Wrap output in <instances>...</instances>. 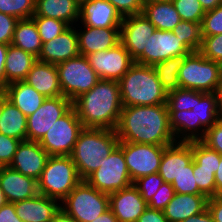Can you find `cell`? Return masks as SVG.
<instances>
[{"label":"cell","mask_w":222,"mask_h":222,"mask_svg":"<svg viewBox=\"0 0 222 222\" xmlns=\"http://www.w3.org/2000/svg\"><path fill=\"white\" fill-rule=\"evenodd\" d=\"M115 131L119 142L159 146L176 142L166 104L122 107Z\"/></svg>","instance_id":"obj_1"},{"label":"cell","mask_w":222,"mask_h":222,"mask_svg":"<svg viewBox=\"0 0 222 222\" xmlns=\"http://www.w3.org/2000/svg\"><path fill=\"white\" fill-rule=\"evenodd\" d=\"M72 106L83 128L115 130L123 107L120 84L100 79L91 90L75 99Z\"/></svg>","instance_id":"obj_2"},{"label":"cell","mask_w":222,"mask_h":222,"mask_svg":"<svg viewBox=\"0 0 222 222\" xmlns=\"http://www.w3.org/2000/svg\"><path fill=\"white\" fill-rule=\"evenodd\" d=\"M169 126L176 142L200 141L206 131L220 118L216 93L194 90V105L190 111H168Z\"/></svg>","instance_id":"obj_3"},{"label":"cell","mask_w":222,"mask_h":222,"mask_svg":"<svg viewBox=\"0 0 222 222\" xmlns=\"http://www.w3.org/2000/svg\"><path fill=\"white\" fill-rule=\"evenodd\" d=\"M119 144L115 130L83 128L70 155L79 177L86 180Z\"/></svg>","instance_id":"obj_4"},{"label":"cell","mask_w":222,"mask_h":222,"mask_svg":"<svg viewBox=\"0 0 222 222\" xmlns=\"http://www.w3.org/2000/svg\"><path fill=\"white\" fill-rule=\"evenodd\" d=\"M118 82L123 107L166 104L167 91L153 66L134 63Z\"/></svg>","instance_id":"obj_5"},{"label":"cell","mask_w":222,"mask_h":222,"mask_svg":"<svg viewBox=\"0 0 222 222\" xmlns=\"http://www.w3.org/2000/svg\"><path fill=\"white\" fill-rule=\"evenodd\" d=\"M70 156H50L38 179V192L62 201L80 182Z\"/></svg>","instance_id":"obj_6"},{"label":"cell","mask_w":222,"mask_h":222,"mask_svg":"<svg viewBox=\"0 0 222 222\" xmlns=\"http://www.w3.org/2000/svg\"><path fill=\"white\" fill-rule=\"evenodd\" d=\"M222 77V64L205 58L199 51L184 57L178 72L180 88L215 93Z\"/></svg>","instance_id":"obj_7"},{"label":"cell","mask_w":222,"mask_h":222,"mask_svg":"<svg viewBox=\"0 0 222 222\" xmlns=\"http://www.w3.org/2000/svg\"><path fill=\"white\" fill-rule=\"evenodd\" d=\"M61 209L77 222H91L109 209V194L82 180L61 201Z\"/></svg>","instance_id":"obj_8"},{"label":"cell","mask_w":222,"mask_h":222,"mask_svg":"<svg viewBox=\"0 0 222 222\" xmlns=\"http://www.w3.org/2000/svg\"><path fill=\"white\" fill-rule=\"evenodd\" d=\"M62 95L71 102L91 90L100 80L87 57L79 55L56 65Z\"/></svg>","instance_id":"obj_9"},{"label":"cell","mask_w":222,"mask_h":222,"mask_svg":"<svg viewBox=\"0 0 222 222\" xmlns=\"http://www.w3.org/2000/svg\"><path fill=\"white\" fill-rule=\"evenodd\" d=\"M86 181L100 192L111 194L133 184L123 150L117 146L100 162V167Z\"/></svg>","instance_id":"obj_10"},{"label":"cell","mask_w":222,"mask_h":222,"mask_svg":"<svg viewBox=\"0 0 222 222\" xmlns=\"http://www.w3.org/2000/svg\"><path fill=\"white\" fill-rule=\"evenodd\" d=\"M82 129V123L72 106L48 130L39 144L50 156H70Z\"/></svg>","instance_id":"obj_11"},{"label":"cell","mask_w":222,"mask_h":222,"mask_svg":"<svg viewBox=\"0 0 222 222\" xmlns=\"http://www.w3.org/2000/svg\"><path fill=\"white\" fill-rule=\"evenodd\" d=\"M123 150L129 176L134 182L140 177L158 173L164 149L167 146L119 142Z\"/></svg>","instance_id":"obj_12"},{"label":"cell","mask_w":222,"mask_h":222,"mask_svg":"<svg viewBox=\"0 0 222 222\" xmlns=\"http://www.w3.org/2000/svg\"><path fill=\"white\" fill-rule=\"evenodd\" d=\"M190 53L191 51L172 31L156 29L148 38L143 54L135 63L154 66L169 58L188 55Z\"/></svg>","instance_id":"obj_13"},{"label":"cell","mask_w":222,"mask_h":222,"mask_svg":"<svg viewBox=\"0 0 222 222\" xmlns=\"http://www.w3.org/2000/svg\"><path fill=\"white\" fill-rule=\"evenodd\" d=\"M99 79L119 81L135 63L125 47L118 43L108 50H101L86 56Z\"/></svg>","instance_id":"obj_14"},{"label":"cell","mask_w":222,"mask_h":222,"mask_svg":"<svg viewBox=\"0 0 222 222\" xmlns=\"http://www.w3.org/2000/svg\"><path fill=\"white\" fill-rule=\"evenodd\" d=\"M71 107L72 102L65 96L46 98L35 113L27 116V141L39 142Z\"/></svg>","instance_id":"obj_15"},{"label":"cell","mask_w":222,"mask_h":222,"mask_svg":"<svg viewBox=\"0 0 222 222\" xmlns=\"http://www.w3.org/2000/svg\"><path fill=\"white\" fill-rule=\"evenodd\" d=\"M155 30V26L143 14L123 17L120 27V43L134 61L143 54L148 38Z\"/></svg>","instance_id":"obj_16"},{"label":"cell","mask_w":222,"mask_h":222,"mask_svg":"<svg viewBox=\"0 0 222 222\" xmlns=\"http://www.w3.org/2000/svg\"><path fill=\"white\" fill-rule=\"evenodd\" d=\"M80 55L76 26H69L60 35L43 43L37 60L57 65Z\"/></svg>","instance_id":"obj_17"},{"label":"cell","mask_w":222,"mask_h":222,"mask_svg":"<svg viewBox=\"0 0 222 222\" xmlns=\"http://www.w3.org/2000/svg\"><path fill=\"white\" fill-rule=\"evenodd\" d=\"M49 157L39 142L21 141L9 167L38 181Z\"/></svg>","instance_id":"obj_18"},{"label":"cell","mask_w":222,"mask_h":222,"mask_svg":"<svg viewBox=\"0 0 222 222\" xmlns=\"http://www.w3.org/2000/svg\"><path fill=\"white\" fill-rule=\"evenodd\" d=\"M109 208L118 222H137L139 216L148 208V204L132 184L109 194Z\"/></svg>","instance_id":"obj_19"},{"label":"cell","mask_w":222,"mask_h":222,"mask_svg":"<svg viewBox=\"0 0 222 222\" xmlns=\"http://www.w3.org/2000/svg\"><path fill=\"white\" fill-rule=\"evenodd\" d=\"M79 20L93 28H120L123 17L108 0H88L80 5Z\"/></svg>","instance_id":"obj_20"},{"label":"cell","mask_w":222,"mask_h":222,"mask_svg":"<svg viewBox=\"0 0 222 222\" xmlns=\"http://www.w3.org/2000/svg\"><path fill=\"white\" fill-rule=\"evenodd\" d=\"M0 186L9 203L30 199L39 194L37 180L9 166H3L0 171Z\"/></svg>","instance_id":"obj_21"},{"label":"cell","mask_w":222,"mask_h":222,"mask_svg":"<svg viewBox=\"0 0 222 222\" xmlns=\"http://www.w3.org/2000/svg\"><path fill=\"white\" fill-rule=\"evenodd\" d=\"M192 160V141L175 142L164 149L158 174L164 182L172 184Z\"/></svg>","instance_id":"obj_22"},{"label":"cell","mask_w":222,"mask_h":222,"mask_svg":"<svg viewBox=\"0 0 222 222\" xmlns=\"http://www.w3.org/2000/svg\"><path fill=\"white\" fill-rule=\"evenodd\" d=\"M78 27L76 31L80 55L87 56L108 50L120 43V28H93L85 25Z\"/></svg>","instance_id":"obj_23"},{"label":"cell","mask_w":222,"mask_h":222,"mask_svg":"<svg viewBox=\"0 0 222 222\" xmlns=\"http://www.w3.org/2000/svg\"><path fill=\"white\" fill-rule=\"evenodd\" d=\"M15 212L23 222H50L61 208L57 199L42 194L14 203Z\"/></svg>","instance_id":"obj_24"},{"label":"cell","mask_w":222,"mask_h":222,"mask_svg":"<svg viewBox=\"0 0 222 222\" xmlns=\"http://www.w3.org/2000/svg\"><path fill=\"white\" fill-rule=\"evenodd\" d=\"M28 85L46 98L63 96L59 82L57 66L50 63L36 61L26 79Z\"/></svg>","instance_id":"obj_25"},{"label":"cell","mask_w":222,"mask_h":222,"mask_svg":"<svg viewBox=\"0 0 222 222\" xmlns=\"http://www.w3.org/2000/svg\"><path fill=\"white\" fill-rule=\"evenodd\" d=\"M208 198L203 194H179L167 204L163 213L168 222H182L207 208Z\"/></svg>","instance_id":"obj_26"},{"label":"cell","mask_w":222,"mask_h":222,"mask_svg":"<svg viewBox=\"0 0 222 222\" xmlns=\"http://www.w3.org/2000/svg\"><path fill=\"white\" fill-rule=\"evenodd\" d=\"M5 96L25 116L35 113L46 100L45 96L24 81L9 83L5 87Z\"/></svg>","instance_id":"obj_27"},{"label":"cell","mask_w":222,"mask_h":222,"mask_svg":"<svg viewBox=\"0 0 222 222\" xmlns=\"http://www.w3.org/2000/svg\"><path fill=\"white\" fill-rule=\"evenodd\" d=\"M80 5L75 0H36L35 14L65 22L68 26L79 25Z\"/></svg>","instance_id":"obj_28"},{"label":"cell","mask_w":222,"mask_h":222,"mask_svg":"<svg viewBox=\"0 0 222 222\" xmlns=\"http://www.w3.org/2000/svg\"><path fill=\"white\" fill-rule=\"evenodd\" d=\"M36 61L32 54L10 44L5 61V87L12 82L24 81Z\"/></svg>","instance_id":"obj_29"},{"label":"cell","mask_w":222,"mask_h":222,"mask_svg":"<svg viewBox=\"0 0 222 222\" xmlns=\"http://www.w3.org/2000/svg\"><path fill=\"white\" fill-rule=\"evenodd\" d=\"M0 133L21 141L27 140V116H25L6 96L2 97Z\"/></svg>","instance_id":"obj_30"},{"label":"cell","mask_w":222,"mask_h":222,"mask_svg":"<svg viewBox=\"0 0 222 222\" xmlns=\"http://www.w3.org/2000/svg\"><path fill=\"white\" fill-rule=\"evenodd\" d=\"M142 14L158 30L172 31L182 20L171 0L143 5Z\"/></svg>","instance_id":"obj_31"},{"label":"cell","mask_w":222,"mask_h":222,"mask_svg":"<svg viewBox=\"0 0 222 222\" xmlns=\"http://www.w3.org/2000/svg\"><path fill=\"white\" fill-rule=\"evenodd\" d=\"M11 44L38 58L43 43L32 18L18 20Z\"/></svg>","instance_id":"obj_32"},{"label":"cell","mask_w":222,"mask_h":222,"mask_svg":"<svg viewBox=\"0 0 222 222\" xmlns=\"http://www.w3.org/2000/svg\"><path fill=\"white\" fill-rule=\"evenodd\" d=\"M185 56L186 55L169 58L153 66L162 87L167 92L180 88L178 72L182 66Z\"/></svg>","instance_id":"obj_33"},{"label":"cell","mask_w":222,"mask_h":222,"mask_svg":"<svg viewBox=\"0 0 222 222\" xmlns=\"http://www.w3.org/2000/svg\"><path fill=\"white\" fill-rule=\"evenodd\" d=\"M172 32L191 51H199L203 42L202 24L181 20Z\"/></svg>","instance_id":"obj_34"},{"label":"cell","mask_w":222,"mask_h":222,"mask_svg":"<svg viewBox=\"0 0 222 222\" xmlns=\"http://www.w3.org/2000/svg\"><path fill=\"white\" fill-rule=\"evenodd\" d=\"M193 161L201 168L213 169L214 173L218 169L221 160V154L210 149L206 144L200 141H192Z\"/></svg>","instance_id":"obj_35"},{"label":"cell","mask_w":222,"mask_h":222,"mask_svg":"<svg viewBox=\"0 0 222 222\" xmlns=\"http://www.w3.org/2000/svg\"><path fill=\"white\" fill-rule=\"evenodd\" d=\"M36 0H0V12L17 19L32 18Z\"/></svg>","instance_id":"obj_36"},{"label":"cell","mask_w":222,"mask_h":222,"mask_svg":"<svg viewBox=\"0 0 222 222\" xmlns=\"http://www.w3.org/2000/svg\"><path fill=\"white\" fill-rule=\"evenodd\" d=\"M32 19L35 21L42 43L54 39L69 27L65 22L49 17L32 16Z\"/></svg>","instance_id":"obj_37"},{"label":"cell","mask_w":222,"mask_h":222,"mask_svg":"<svg viewBox=\"0 0 222 222\" xmlns=\"http://www.w3.org/2000/svg\"><path fill=\"white\" fill-rule=\"evenodd\" d=\"M168 111H190L194 105V90L178 88L167 92Z\"/></svg>","instance_id":"obj_38"},{"label":"cell","mask_w":222,"mask_h":222,"mask_svg":"<svg viewBox=\"0 0 222 222\" xmlns=\"http://www.w3.org/2000/svg\"><path fill=\"white\" fill-rule=\"evenodd\" d=\"M182 20L202 23L205 11L199 0H171Z\"/></svg>","instance_id":"obj_39"},{"label":"cell","mask_w":222,"mask_h":222,"mask_svg":"<svg viewBox=\"0 0 222 222\" xmlns=\"http://www.w3.org/2000/svg\"><path fill=\"white\" fill-rule=\"evenodd\" d=\"M193 175L199 191L207 198L216 196L215 173L213 169L201 168L193 161Z\"/></svg>","instance_id":"obj_40"},{"label":"cell","mask_w":222,"mask_h":222,"mask_svg":"<svg viewBox=\"0 0 222 222\" xmlns=\"http://www.w3.org/2000/svg\"><path fill=\"white\" fill-rule=\"evenodd\" d=\"M196 179L193 175V160L187 165L185 169L177 178L172 182L175 193L179 194H202L199 191Z\"/></svg>","instance_id":"obj_41"},{"label":"cell","mask_w":222,"mask_h":222,"mask_svg":"<svg viewBox=\"0 0 222 222\" xmlns=\"http://www.w3.org/2000/svg\"><path fill=\"white\" fill-rule=\"evenodd\" d=\"M163 182V178L158 173H154L138 178L133 185L148 204Z\"/></svg>","instance_id":"obj_42"},{"label":"cell","mask_w":222,"mask_h":222,"mask_svg":"<svg viewBox=\"0 0 222 222\" xmlns=\"http://www.w3.org/2000/svg\"><path fill=\"white\" fill-rule=\"evenodd\" d=\"M202 36L222 34V4L207 11L202 21Z\"/></svg>","instance_id":"obj_43"},{"label":"cell","mask_w":222,"mask_h":222,"mask_svg":"<svg viewBox=\"0 0 222 222\" xmlns=\"http://www.w3.org/2000/svg\"><path fill=\"white\" fill-rule=\"evenodd\" d=\"M199 52L205 58L222 64V34L203 36Z\"/></svg>","instance_id":"obj_44"},{"label":"cell","mask_w":222,"mask_h":222,"mask_svg":"<svg viewBox=\"0 0 222 222\" xmlns=\"http://www.w3.org/2000/svg\"><path fill=\"white\" fill-rule=\"evenodd\" d=\"M175 191L171 183L163 182L160 188L148 203L151 209L163 211L170 200L174 197Z\"/></svg>","instance_id":"obj_45"},{"label":"cell","mask_w":222,"mask_h":222,"mask_svg":"<svg viewBox=\"0 0 222 222\" xmlns=\"http://www.w3.org/2000/svg\"><path fill=\"white\" fill-rule=\"evenodd\" d=\"M21 140L0 133V163L9 166Z\"/></svg>","instance_id":"obj_46"},{"label":"cell","mask_w":222,"mask_h":222,"mask_svg":"<svg viewBox=\"0 0 222 222\" xmlns=\"http://www.w3.org/2000/svg\"><path fill=\"white\" fill-rule=\"evenodd\" d=\"M201 141L222 155V116L206 131L205 137Z\"/></svg>","instance_id":"obj_47"},{"label":"cell","mask_w":222,"mask_h":222,"mask_svg":"<svg viewBox=\"0 0 222 222\" xmlns=\"http://www.w3.org/2000/svg\"><path fill=\"white\" fill-rule=\"evenodd\" d=\"M18 20L14 16L0 12V43L11 44Z\"/></svg>","instance_id":"obj_48"},{"label":"cell","mask_w":222,"mask_h":222,"mask_svg":"<svg viewBox=\"0 0 222 222\" xmlns=\"http://www.w3.org/2000/svg\"><path fill=\"white\" fill-rule=\"evenodd\" d=\"M122 17L142 14L143 5L140 0H108Z\"/></svg>","instance_id":"obj_49"},{"label":"cell","mask_w":222,"mask_h":222,"mask_svg":"<svg viewBox=\"0 0 222 222\" xmlns=\"http://www.w3.org/2000/svg\"><path fill=\"white\" fill-rule=\"evenodd\" d=\"M207 209L212 214L214 222H222V196L208 198Z\"/></svg>","instance_id":"obj_50"},{"label":"cell","mask_w":222,"mask_h":222,"mask_svg":"<svg viewBox=\"0 0 222 222\" xmlns=\"http://www.w3.org/2000/svg\"><path fill=\"white\" fill-rule=\"evenodd\" d=\"M137 222H168L163 211L147 208L138 218Z\"/></svg>","instance_id":"obj_51"},{"label":"cell","mask_w":222,"mask_h":222,"mask_svg":"<svg viewBox=\"0 0 222 222\" xmlns=\"http://www.w3.org/2000/svg\"><path fill=\"white\" fill-rule=\"evenodd\" d=\"M0 222H23L15 212L14 203L7 202L0 208Z\"/></svg>","instance_id":"obj_52"},{"label":"cell","mask_w":222,"mask_h":222,"mask_svg":"<svg viewBox=\"0 0 222 222\" xmlns=\"http://www.w3.org/2000/svg\"><path fill=\"white\" fill-rule=\"evenodd\" d=\"M9 44L0 43V85L5 88V61Z\"/></svg>","instance_id":"obj_53"},{"label":"cell","mask_w":222,"mask_h":222,"mask_svg":"<svg viewBox=\"0 0 222 222\" xmlns=\"http://www.w3.org/2000/svg\"><path fill=\"white\" fill-rule=\"evenodd\" d=\"M182 222H214L212 214L206 208L203 212L190 216Z\"/></svg>","instance_id":"obj_54"},{"label":"cell","mask_w":222,"mask_h":222,"mask_svg":"<svg viewBox=\"0 0 222 222\" xmlns=\"http://www.w3.org/2000/svg\"><path fill=\"white\" fill-rule=\"evenodd\" d=\"M215 184H216V196H222V155L218 165V169L215 172Z\"/></svg>","instance_id":"obj_55"},{"label":"cell","mask_w":222,"mask_h":222,"mask_svg":"<svg viewBox=\"0 0 222 222\" xmlns=\"http://www.w3.org/2000/svg\"><path fill=\"white\" fill-rule=\"evenodd\" d=\"M50 222H77V221L73 219L69 214H67L63 209L60 208V210L56 213V215Z\"/></svg>","instance_id":"obj_56"},{"label":"cell","mask_w":222,"mask_h":222,"mask_svg":"<svg viewBox=\"0 0 222 222\" xmlns=\"http://www.w3.org/2000/svg\"><path fill=\"white\" fill-rule=\"evenodd\" d=\"M91 222H118V220L109 208L106 212H104Z\"/></svg>","instance_id":"obj_57"},{"label":"cell","mask_w":222,"mask_h":222,"mask_svg":"<svg viewBox=\"0 0 222 222\" xmlns=\"http://www.w3.org/2000/svg\"><path fill=\"white\" fill-rule=\"evenodd\" d=\"M204 11H210L222 4V0H199Z\"/></svg>","instance_id":"obj_58"},{"label":"cell","mask_w":222,"mask_h":222,"mask_svg":"<svg viewBox=\"0 0 222 222\" xmlns=\"http://www.w3.org/2000/svg\"><path fill=\"white\" fill-rule=\"evenodd\" d=\"M215 93L217 96L218 110H219L220 116H222V77L220 79V82L218 83Z\"/></svg>","instance_id":"obj_59"},{"label":"cell","mask_w":222,"mask_h":222,"mask_svg":"<svg viewBox=\"0 0 222 222\" xmlns=\"http://www.w3.org/2000/svg\"><path fill=\"white\" fill-rule=\"evenodd\" d=\"M7 203V200L5 198V195L3 193V191L1 190V186H0V208L5 205Z\"/></svg>","instance_id":"obj_60"},{"label":"cell","mask_w":222,"mask_h":222,"mask_svg":"<svg viewBox=\"0 0 222 222\" xmlns=\"http://www.w3.org/2000/svg\"><path fill=\"white\" fill-rule=\"evenodd\" d=\"M142 5H147L154 2L164 1V0H140Z\"/></svg>","instance_id":"obj_61"},{"label":"cell","mask_w":222,"mask_h":222,"mask_svg":"<svg viewBox=\"0 0 222 222\" xmlns=\"http://www.w3.org/2000/svg\"><path fill=\"white\" fill-rule=\"evenodd\" d=\"M5 95V88L0 85V99Z\"/></svg>","instance_id":"obj_62"},{"label":"cell","mask_w":222,"mask_h":222,"mask_svg":"<svg viewBox=\"0 0 222 222\" xmlns=\"http://www.w3.org/2000/svg\"><path fill=\"white\" fill-rule=\"evenodd\" d=\"M79 5H81L84 2H87L88 0H75Z\"/></svg>","instance_id":"obj_63"},{"label":"cell","mask_w":222,"mask_h":222,"mask_svg":"<svg viewBox=\"0 0 222 222\" xmlns=\"http://www.w3.org/2000/svg\"><path fill=\"white\" fill-rule=\"evenodd\" d=\"M1 115H2V98L0 99V119H1Z\"/></svg>","instance_id":"obj_64"}]
</instances>
